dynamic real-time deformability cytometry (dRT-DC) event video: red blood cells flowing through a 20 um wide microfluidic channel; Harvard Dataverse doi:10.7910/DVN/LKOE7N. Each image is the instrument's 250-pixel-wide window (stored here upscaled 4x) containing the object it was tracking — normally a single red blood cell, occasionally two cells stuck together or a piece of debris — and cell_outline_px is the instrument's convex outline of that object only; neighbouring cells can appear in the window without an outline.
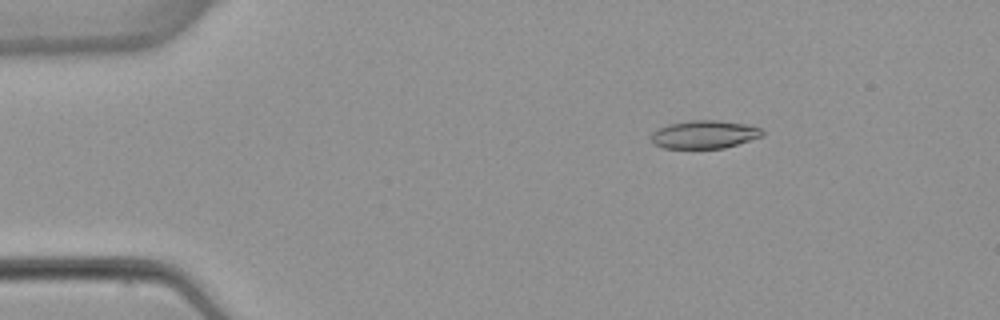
{"species": "common noctule bat (a hibernating species)", "species_latin": "Nyctalus noctula", "temperature_condition": "warm", "stored_images_in_passage": 5, "camera_frame_rate_fps": 3000, "um_per_image_px": 0.085, "animal": {"sex": "female", "body_mass_g": 22.7, "forearm_length_mm": 54.2}, "frame": {"image": 1, "passage_image": 2, "time_ms": 1.333, "image_size_px": [1000, 320], "cell_outline_px": [[764, 136], [724, 148], [664, 148], [652, 144], [652, 132], [656, 128], [668, 124], [692, 120], [720, 120], [748, 124], [760, 128], [764, 132]], "centroid_in_image_um": [59.87, 11.42], "position_along_channel_um": 25.1, "area_um2": 18.38}}
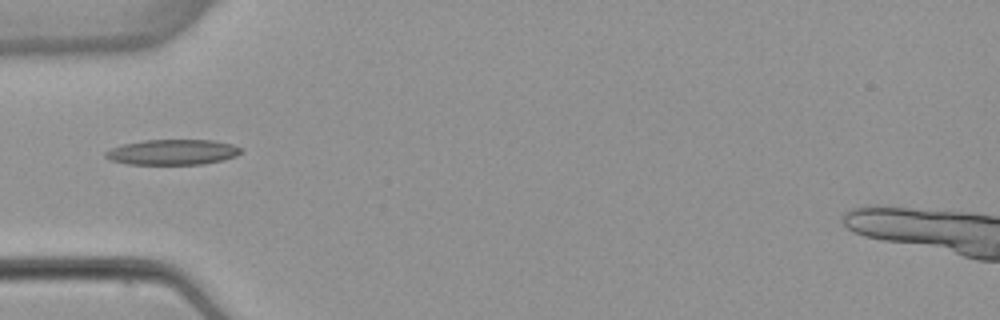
{"frame": {"image": 2, "passage_image": 4, "time_ms": 4.333, "image_size_px": [1000, 320], "cell_outline_px": [[244, 148], [236, 156], [204, 164], [124, 164], [112, 160], [104, 156], [104, 152], [112, 148], [124, 144], [144, 140], [212, 140], [232, 144]], "centroid_in_image_um": [14.67, 12.93], "position_along_channel_um": 70.3, "area_um2": 19.94}}
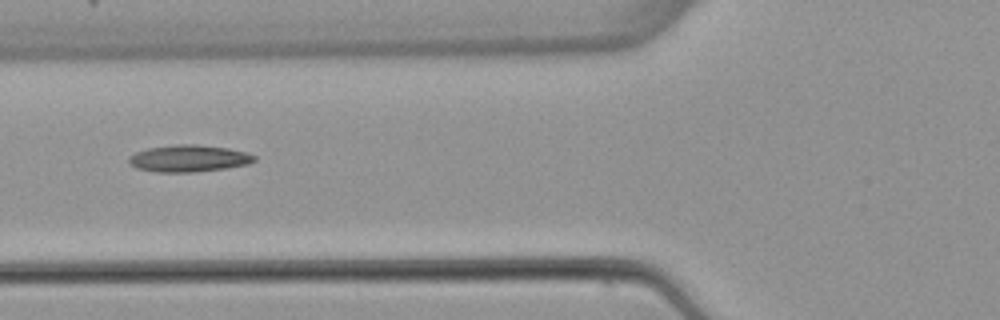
{"frame": {"image": 3, "passage_image": 5, "time_ms": 5.333, "image_size_px": [1000, 320], "cell_outline_px": [[256, 160], [248, 164], [224, 168], [196, 172], [156, 172], [136, 168], [128, 160], [128, 156], [136, 152], [148, 148], [176, 144], [196, 144], [228, 148], [244, 152], [256, 156]], "centroid_in_image_um": [16.03, 13.46], "position_along_channel_um": 109.8, "area_um2": 19.59}}